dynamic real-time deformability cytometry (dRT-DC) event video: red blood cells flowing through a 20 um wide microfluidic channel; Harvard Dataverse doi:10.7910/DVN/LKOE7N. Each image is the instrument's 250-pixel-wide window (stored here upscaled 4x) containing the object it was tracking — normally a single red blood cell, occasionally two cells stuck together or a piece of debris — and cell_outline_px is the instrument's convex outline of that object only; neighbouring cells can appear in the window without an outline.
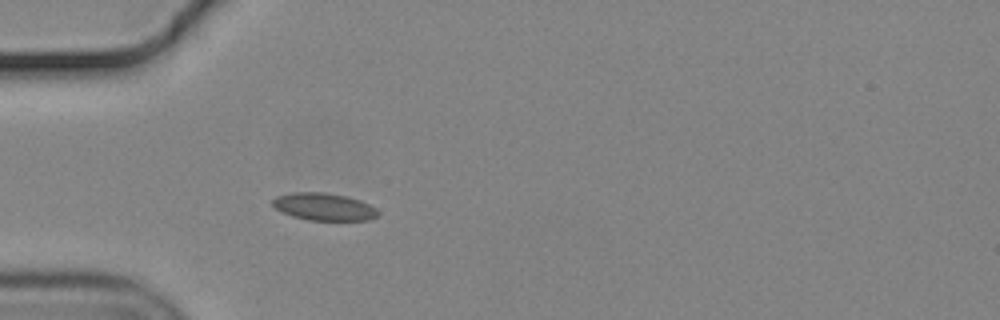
{"species": "common noctule bat (a hibernating species)", "species_latin": "Nyctalus noctula", "temperature_condition": "cold", "stored_images_in_passage": 13, "camera_frame_rate_fps": 3000, "um_per_image_px": 0.085, "animal": {"sex": "male", "body_mass_g": 19.2, "forearm_length_mm": 51.8}, "frame": {"image": 1, "passage_image": 6, "time_ms": 1.667, "image_size_px": [1000, 320], "cell_outline_px": [[380, 212], [376, 216], [368, 220], [308, 220], [292, 216], [276, 208], [272, 204], [272, 200], [276, 196], [292, 192], [324, 192], [348, 196], [360, 200], [376, 208]], "centroid_in_image_um": [27.54, 17.56], "position_along_channel_um": 57.5, "area_um2": 16.82}}